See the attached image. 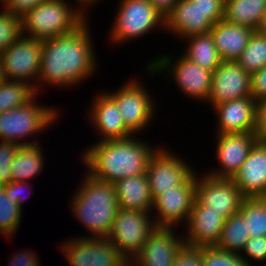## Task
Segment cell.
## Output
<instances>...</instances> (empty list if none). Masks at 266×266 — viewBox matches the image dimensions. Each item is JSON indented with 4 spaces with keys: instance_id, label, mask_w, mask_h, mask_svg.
<instances>
[{
    "instance_id": "20",
    "label": "cell",
    "mask_w": 266,
    "mask_h": 266,
    "mask_svg": "<svg viewBox=\"0 0 266 266\" xmlns=\"http://www.w3.org/2000/svg\"><path fill=\"white\" fill-rule=\"evenodd\" d=\"M216 134L255 132L257 101L251 96L215 105Z\"/></svg>"
},
{
    "instance_id": "33",
    "label": "cell",
    "mask_w": 266,
    "mask_h": 266,
    "mask_svg": "<svg viewBox=\"0 0 266 266\" xmlns=\"http://www.w3.org/2000/svg\"><path fill=\"white\" fill-rule=\"evenodd\" d=\"M0 12V53L22 35V18L2 8Z\"/></svg>"
},
{
    "instance_id": "36",
    "label": "cell",
    "mask_w": 266,
    "mask_h": 266,
    "mask_svg": "<svg viewBox=\"0 0 266 266\" xmlns=\"http://www.w3.org/2000/svg\"><path fill=\"white\" fill-rule=\"evenodd\" d=\"M19 145L11 142H0V186L11 182L10 168Z\"/></svg>"
},
{
    "instance_id": "22",
    "label": "cell",
    "mask_w": 266,
    "mask_h": 266,
    "mask_svg": "<svg viewBox=\"0 0 266 266\" xmlns=\"http://www.w3.org/2000/svg\"><path fill=\"white\" fill-rule=\"evenodd\" d=\"M214 24L196 3L179 0L165 18V31L182 39L209 33Z\"/></svg>"
},
{
    "instance_id": "25",
    "label": "cell",
    "mask_w": 266,
    "mask_h": 266,
    "mask_svg": "<svg viewBox=\"0 0 266 266\" xmlns=\"http://www.w3.org/2000/svg\"><path fill=\"white\" fill-rule=\"evenodd\" d=\"M39 144L19 145L10 168L11 181L33 182L43 173L46 158Z\"/></svg>"
},
{
    "instance_id": "44",
    "label": "cell",
    "mask_w": 266,
    "mask_h": 266,
    "mask_svg": "<svg viewBox=\"0 0 266 266\" xmlns=\"http://www.w3.org/2000/svg\"><path fill=\"white\" fill-rule=\"evenodd\" d=\"M155 9L165 18L179 0H149Z\"/></svg>"
},
{
    "instance_id": "32",
    "label": "cell",
    "mask_w": 266,
    "mask_h": 266,
    "mask_svg": "<svg viewBox=\"0 0 266 266\" xmlns=\"http://www.w3.org/2000/svg\"><path fill=\"white\" fill-rule=\"evenodd\" d=\"M23 210L6 195L5 186H0V235L8 241L19 230Z\"/></svg>"
},
{
    "instance_id": "8",
    "label": "cell",
    "mask_w": 266,
    "mask_h": 266,
    "mask_svg": "<svg viewBox=\"0 0 266 266\" xmlns=\"http://www.w3.org/2000/svg\"><path fill=\"white\" fill-rule=\"evenodd\" d=\"M138 79V80H137ZM140 78L127 79L118 90L105 91L116 103L125 125L135 134L140 135L154 121L157 105L151 92L145 88ZM116 91V92H115ZM152 95V96H151Z\"/></svg>"
},
{
    "instance_id": "43",
    "label": "cell",
    "mask_w": 266,
    "mask_h": 266,
    "mask_svg": "<svg viewBox=\"0 0 266 266\" xmlns=\"http://www.w3.org/2000/svg\"><path fill=\"white\" fill-rule=\"evenodd\" d=\"M255 135L258 141H266V97L257 101Z\"/></svg>"
},
{
    "instance_id": "34",
    "label": "cell",
    "mask_w": 266,
    "mask_h": 266,
    "mask_svg": "<svg viewBox=\"0 0 266 266\" xmlns=\"http://www.w3.org/2000/svg\"><path fill=\"white\" fill-rule=\"evenodd\" d=\"M201 263L203 266H249L239 254L216 246L201 247Z\"/></svg>"
},
{
    "instance_id": "4",
    "label": "cell",
    "mask_w": 266,
    "mask_h": 266,
    "mask_svg": "<svg viewBox=\"0 0 266 266\" xmlns=\"http://www.w3.org/2000/svg\"><path fill=\"white\" fill-rule=\"evenodd\" d=\"M70 2L46 0L40 3L22 17V35L46 40L77 29L89 18L88 12Z\"/></svg>"
},
{
    "instance_id": "30",
    "label": "cell",
    "mask_w": 266,
    "mask_h": 266,
    "mask_svg": "<svg viewBox=\"0 0 266 266\" xmlns=\"http://www.w3.org/2000/svg\"><path fill=\"white\" fill-rule=\"evenodd\" d=\"M35 95L30 84L6 79L0 86V113L26 104Z\"/></svg>"
},
{
    "instance_id": "27",
    "label": "cell",
    "mask_w": 266,
    "mask_h": 266,
    "mask_svg": "<svg viewBox=\"0 0 266 266\" xmlns=\"http://www.w3.org/2000/svg\"><path fill=\"white\" fill-rule=\"evenodd\" d=\"M266 12V0H225L224 19L256 30Z\"/></svg>"
},
{
    "instance_id": "41",
    "label": "cell",
    "mask_w": 266,
    "mask_h": 266,
    "mask_svg": "<svg viewBox=\"0 0 266 266\" xmlns=\"http://www.w3.org/2000/svg\"><path fill=\"white\" fill-rule=\"evenodd\" d=\"M36 251L29 250L25 248L23 251L21 248V251L12 254L9 261L8 266H41L40 258L38 257V253L36 254ZM38 257V258H37Z\"/></svg>"
},
{
    "instance_id": "12",
    "label": "cell",
    "mask_w": 266,
    "mask_h": 266,
    "mask_svg": "<svg viewBox=\"0 0 266 266\" xmlns=\"http://www.w3.org/2000/svg\"><path fill=\"white\" fill-rule=\"evenodd\" d=\"M198 173L195 172V199L202 206L208 211L221 213L225 219L239 213L245 197L232 179Z\"/></svg>"
},
{
    "instance_id": "29",
    "label": "cell",
    "mask_w": 266,
    "mask_h": 266,
    "mask_svg": "<svg viewBox=\"0 0 266 266\" xmlns=\"http://www.w3.org/2000/svg\"><path fill=\"white\" fill-rule=\"evenodd\" d=\"M239 213L247 222L250 237L266 236V198H245Z\"/></svg>"
},
{
    "instance_id": "39",
    "label": "cell",
    "mask_w": 266,
    "mask_h": 266,
    "mask_svg": "<svg viewBox=\"0 0 266 266\" xmlns=\"http://www.w3.org/2000/svg\"><path fill=\"white\" fill-rule=\"evenodd\" d=\"M173 266H203L201 263V247L185 245L178 252Z\"/></svg>"
},
{
    "instance_id": "37",
    "label": "cell",
    "mask_w": 266,
    "mask_h": 266,
    "mask_svg": "<svg viewBox=\"0 0 266 266\" xmlns=\"http://www.w3.org/2000/svg\"><path fill=\"white\" fill-rule=\"evenodd\" d=\"M33 187V184L31 186L30 181H20V182H14L11 181L8 184L5 185V191L6 195L9 197V199L13 202H15L22 210L24 209V201L29 199L31 193L28 192L31 191V188ZM27 195V196H26Z\"/></svg>"
},
{
    "instance_id": "3",
    "label": "cell",
    "mask_w": 266,
    "mask_h": 266,
    "mask_svg": "<svg viewBox=\"0 0 266 266\" xmlns=\"http://www.w3.org/2000/svg\"><path fill=\"white\" fill-rule=\"evenodd\" d=\"M83 174L78 189L71 194L69 209L88 232L82 237H107L119 209L114 184L97 179L87 171Z\"/></svg>"
},
{
    "instance_id": "45",
    "label": "cell",
    "mask_w": 266,
    "mask_h": 266,
    "mask_svg": "<svg viewBox=\"0 0 266 266\" xmlns=\"http://www.w3.org/2000/svg\"><path fill=\"white\" fill-rule=\"evenodd\" d=\"M97 1L99 2L100 0H74V3L76 6H82L88 12L89 7L95 6L98 3Z\"/></svg>"
},
{
    "instance_id": "21",
    "label": "cell",
    "mask_w": 266,
    "mask_h": 266,
    "mask_svg": "<svg viewBox=\"0 0 266 266\" xmlns=\"http://www.w3.org/2000/svg\"><path fill=\"white\" fill-rule=\"evenodd\" d=\"M232 180L245 198H266V141H257Z\"/></svg>"
},
{
    "instance_id": "38",
    "label": "cell",
    "mask_w": 266,
    "mask_h": 266,
    "mask_svg": "<svg viewBox=\"0 0 266 266\" xmlns=\"http://www.w3.org/2000/svg\"><path fill=\"white\" fill-rule=\"evenodd\" d=\"M207 14V18L213 23L224 19L225 0H190Z\"/></svg>"
},
{
    "instance_id": "16",
    "label": "cell",
    "mask_w": 266,
    "mask_h": 266,
    "mask_svg": "<svg viewBox=\"0 0 266 266\" xmlns=\"http://www.w3.org/2000/svg\"><path fill=\"white\" fill-rule=\"evenodd\" d=\"M251 96V75L236 61H222L212 72L207 104L215 105Z\"/></svg>"
},
{
    "instance_id": "28",
    "label": "cell",
    "mask_w": 266,
    "mask_h": 266,
    "mask_svg": "<svg viewBox=\"0 0 266 266\" xmlns=\"http://www.w3.org/2000/svg\"><path fill=\"white\" fill-rule=\"evenodd\" d=\"M249 238L247 222H245L240 213H237L225 220L216 247L224 251L240 254Z\"/></svg>"
},
{
    "instance_id": "42",
    "label": "cell",
    "mask_w": 266,
    "mask_h": 266,
    "mask_svg": "<svg viewBox=\"0 0 266 266\" xmlns=\"http://www.w3.org/2000/svg\"><path fill=\"white\" fill-rule=\"evenodd\" d=\"M251 97L255 101L266 97V66L251 75Z\"/></svg>"
},
{
    "instance_id": "6",
    "label": "cell",
    "mask_w": 266,
    "mask_h": 266,
    "mask_svg": "<svg viewBox=\"0 0 266 266\" xmlns=\"http://www.w3.org/2000/svg\"><path fill=\"white\" fill-rule=\"evenodd\" d=\"M36 94L26 104L0 113V142H11L18 145L36 144L39 141L32 140L59 119L61 112L56 106L39 104ZM38 101V103H37ZM59 114V115H58ZM31 141L27 140L30 139Z\"/></svg>"
},
{
    "instance_id": "14",
    "label": "cell",
    "mask_w": 266,
    "mask_h": 266,
    "mask_svg": "<svg viewBox=\"0 0 266 266\" xmlns=\"http://www.w3.org/2000/svg\"><path fill=\"white\" fill-rule=\"evenodd\" d=\"M195 201V173L184 183L157 196L151 210L157 227L184 226ZM154 211V212H152ZM154 213V215H153Z\"/></svg>"
},
{
    "instance_id": "46",
    "label": "cell",
    "mask_w": 266,
    "mask_h": 266,
    "mask_svg": "<svg viewBox=\"0 0 266 266\" xmlns=\"http://www.w3.org/2000/svg\"><path fill=\"white\" fill-rule=\"evenodd\" d=\"M256 31L259 32L260 34L266 35V12L263 15L262 19L260 20V23H259Z\"/></svg>"
},
{
    "instance_id": "5",
    "label": "cell",
    "mask_w": 266,
    "mask_h": 266,
    "mask_svg": "<svg viewBox=\"0 0 266 266\" xmlns=\"http://www.w3.org/2000/svg\"><path fill=\"white\" fill-rule=\"evenodd\" d=\"M144 72V75L150 77L165 73V80L168 83L174 82L177 86L176 89L178 88L182 95L195 101L198 100L200 103H206L210 96L212 71L200 67L182 53L179 57L177 56V59L173 54L161 53L148 62Z\"/></svg>"
},
{
    "instance_id": "35",
    "label": "cell",
    "mask_w": 266,
    "mask_h": 266,
    "mask_svg": "<svg viewBox=\"0 0 266 266\" xmlns=\"http://www.w3.org/2000/svg\"><path fill=\"white\" fill-rule=\"evenodd\" d=\"M239 255L249 266L255 261L266 263V236L250 237Z\"/></svg>"
},
{
    "instance_id": "24",
    "label": "cell",
    "mask_w": 266,
    "mask_h": 266,
    "mask_svg": "<svg viewBox=\"0 0 266 266\" xmlns=\"http://www.w3.org/2000/svg\"><path fill=\"white\" fill-rule=\"evenodd\" d=\"M114 187L120 209L151 213L153 198L146 174L120 179Z\"/></svg>"
},
{
    "instance_id": "9",
    "label": "cell",
    "mask_w": 266,
    "mask_h": 266,
    "mask_svg": "<svg viewBox=\"0 0 266 266\" xmlns=\"http://www.w3.org/2000/svg\"><path fill=\"white\" fill-rule=\"evenodd\" d=\"M152 213L140 210L118 209L107 239L128 259L141 251L148 237L157 227Z\"/></svg>"
},
{
    "instance_id": "1",
    "label": "cell",
    "mask_w": 266,
    "mask_h": 266,
    "mask_svg": "<svg viewBox=\"0 0 266 266\" xmlns=\"http://www.w3.org/2000/svg\"><path fill=\"white\" fill-rule=\"evenodd\" d=\"M89 23V20H86L71 33L42 40L36 94H40L45 86L72 90V87L82 85L93 77L99 60Z\"/></svg>"
},
{
    "instance_id": "11",
    "label": "cell",
    "mask_w": 266,
    "mask_h": 266,
    "mask_svg": "<svg viewBox=\"0 0 266 266\" xmlns=\"http://www.w3.org/2000/svg\"><path fill=\"white\" fill-rule=\"evenodd\" d=\"M42 40L21 35L0 53L5 79L26 82L36 92L41 66Z\"/></svg>"
},
{
    "instance_id": "15",
    "label": "cell",
    "mask_w": 266,
    "mask_h": 266,
    "mask_svg": "<svg viewBox=\"0 0 266 266\" xmlns=\"http://www.w3.org/2000/svg\"><path fill=\"white\" fill-rule=\"evenodd\" d=\"M215 135L214 154L219 165L205 173L214 178L232 179L248 157L251 148L258 141L257 136L254 132Z\"/></svg>"
},
{
    "instance_id": "47",
    "label": "cell",
    "mask_w": 266,
    "mask_h": 266,
    "mask_svg": "<svg viewBox=\"0 0 266 266\" xmlns=\"http://www.w3.org/2000/svg\"><path fill=\"white\" fill-rule=\"evenodd\" d=\"M5 80L6 79H5V76H4V71L2 69V64H1V60H0V86Z\"/></svg>"
},
{
    "instance_id": "18",
    "label": "cell",
    "mask_w": 266,
    "mask_h": 266,
    "mask_svg": "<svg viewBox=\"0 0 266 266\" xmlns=\"http://www.w3.org/2000/svg\"><path fill=\"white\" fill-rule=\"evenodd\" d=\"M102 92V93H100ZM95 95L89 105V124L99 140L125 139L135 135L124 123L114 100L105 92Z\"/></svg>"
},
{
    "instance_id": "17",
    "label": "cell",
    "mask_w": 266,
    "mask_h": 266,
    "mask_svg": "<svg viewBox=\"0 0 266 266\" xmlns=\"http://www.w3.org/2000/svg\"><path fill=\"white\" fill-rule=\"evenodd\" d=\"M176 227H156L131 266H173L178 252L186 245Z\"/></svg>"
},
{
    "instance_id": "26",
    "label": "cell",
    "mask_w": 266,
    "mask_h": 266,
    "mask_svg": "<svg viewBox=\"0 0 266 266\" xmlns=\"http://www.w3.org/2000/svg\"><path fill=\"white\" fill-rule=\"evenodd\" d=\"M187 46L182 54L200 67L214 71L222 62L211 33L193 35L182 39Z\"/></svg>"
},
{
    "instance_id": "13",
    "label": "cell",
    "mask_w": 266,
    "mask_h": 266,
    "mask_svg": "<svg viewBox=\"0 0 266 266\" xmlns=\"http://www.w3.org/2000/svg\"><path fill=\"white\" fill-rule=\"evenodd\" d=\"M163 147V148H162ZM166 146H159L149 160L146 175L153 200L172 187L184 184L197 170Z\"/></svg>"
},
{
    "instance_id": "23",
    "label": "cell",
    "mask_w": 266,
    "mask_h": 266,
    "mask_svg": "<svg viewBox=\"0 0 266 266\" xmlns=\"http://www.w3.org/2000/svg\"><path fill=\"white\" fill-rule=\"evenodd\" d=\"M252 28L222 19L215 23L210 33L222 61H236L247 47Z\"/></svg>"
},
{
    "instance_id": "40",
    "label": "cell",
    "mask_w": 266,
    "mask_h": 266,
    "mask_svg": "<svg viewBox=\"0 0 266 266\" xmlns=\"http://www.w3.org/2000/svg\"><path fill=\"white\" fill-rule=\"evenodd\" d=\"M46 0H7L2 7L14 16L22 18L30 10Z\"/></svg>"
},
{
    "instance_id": "48",
    "label": "cell",
    "mask_w": 266,
    "mask_h": 266,
    "mask_svg": "<svg viewBox=\"0 0 266 266\" xmlns=\"http://www.w3.org/2000/svg\"><path fill=\"white\" fill-rule=\"evenodd\" d=\"M7 0H0V5L2 6Z\"/></svg>"
},
{
    "instance_id": "10",
    "label": "cell",
    "mask_w": 266,
    "mask_h": 266,
    "mask_svg": "<svg viewBox=\"0 0 266 266\" xmlns=\"http://www.w3.org/2000/svg\"><path fill=\"white\" fill-rule=\"evenodd\" d=\"M58 249L70 266H127L130 262L106 237H78L63 240Z\"/></svg>"
},
{
    "instance_id": "31",
    "label": "cell",
    "mask_w": 266,
    "mask_h": 266,
    "mask_svg": "<svg viewBox=\"0 0 266 266\" xmlns=\"http://www.w3.org/2000/svg\"><path fill=\"white\" fill-rule=\"evenodd\" d=\"M236 62L250 75L266 66V35L256 30Z\"/></svg>"
},
{
    "instance_id": "19",
    "label": "cell",
    "mask_w": 266,
    "mask_h": 266,
    "mask_svg": "<svg viewBox=\"0 0 266 266\" xmlns=\"http://www.w3.org/2000/svg\"><path fill=\"white\" fill-rule=\"evenodd\" d=\"M225 220L221 213L208 211L195 199L184 225L186 231L182 233L185 244L189 247L216 246Z\"/></svg>"
},
{
    "instance_id": "7",
    "label": "cell",
    "mask_w": 266,
    "mask_h": 266,
    "mask_svg": "<svg viewBox=\"0 0 266 266\" xmlns=\"http://www.w3.org/2000/svg\"><path fill=\"white\" fill-rule=\"evenodd\" d=\"M112 20L109 41L115 46L142 39L151 31L165 30V17L149 0H120Z\"/></svg>"
},
{
    "instance_id": "2",
    "label": "cell",
    "mask_w": 266,
    "mask_h": 266,
    "mask_svg": "<svg viewBox=\"0 0 266 266\" xmlns=\"http://www.w3.org/2000/svg\"><path fill=\"white\" fill-rule=\"evenodd\" d=\"M137 137L95 141L83 151L81 162L90 175L112 184L146 174L149 160L159 147Z\"/></svg>"
}]
</instances>
